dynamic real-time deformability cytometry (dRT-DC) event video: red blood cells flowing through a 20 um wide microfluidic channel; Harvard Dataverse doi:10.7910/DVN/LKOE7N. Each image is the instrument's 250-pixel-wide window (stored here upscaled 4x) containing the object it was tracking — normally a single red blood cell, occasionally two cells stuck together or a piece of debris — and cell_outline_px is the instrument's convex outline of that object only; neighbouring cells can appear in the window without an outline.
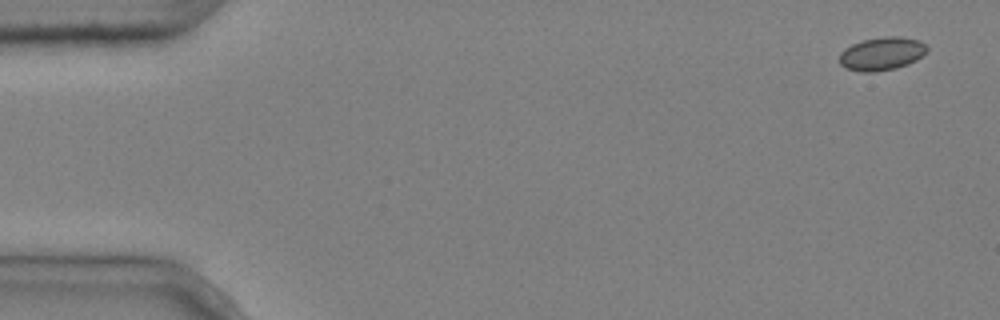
{"species": "common noctule bat (a hibernating species)", "species_latin": "Nyctalus noctula", "temperature_condition": "cold", "stored_images_in_passage": 5, "camera_frame_rate_fps": 3000, "um_per_image_px": 0.085, "animal": {"sex": "male", "body_mass_g": 20.4}, "frame": {"image": 1, "passage_image": 1, "time_ms": 0.0, "image_size_px": [1000, 320], "cell_outline_px": [[928, 52], [916, 60], [908, 64], [896, 68], [872, 72], [860, 72], [848, 68], [840, 64], [840, 52], [844, 48], [852, 44], [864, 40], [884, 36], [900, 36], [920, 40], [928, 48]], "centroid_in_image_um": [74.98, 4.55], "position_along_channel_um": 10.0, "area_um2": 16.99}}
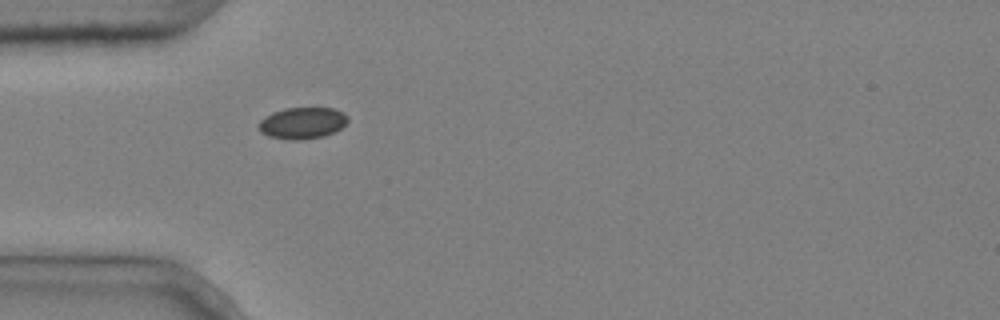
{"frame": {"image": 2, "passage_image": 5, "time_ms": 1.333, "image_size_px": [1000, 320], "cell_outline_px": [[348, 120], [340, 128], [324, 136], [304, 140], [288, 140], [268, 136], [260, 132], [260, 120], [264, 116], [272, 112], [284, 108], [332, 108], [344, 112], [348, 116]], "centroid_in_image_um": [25.69, 10.46], "position_along_channel_um": 59.3, "area_um2": 16.42}}